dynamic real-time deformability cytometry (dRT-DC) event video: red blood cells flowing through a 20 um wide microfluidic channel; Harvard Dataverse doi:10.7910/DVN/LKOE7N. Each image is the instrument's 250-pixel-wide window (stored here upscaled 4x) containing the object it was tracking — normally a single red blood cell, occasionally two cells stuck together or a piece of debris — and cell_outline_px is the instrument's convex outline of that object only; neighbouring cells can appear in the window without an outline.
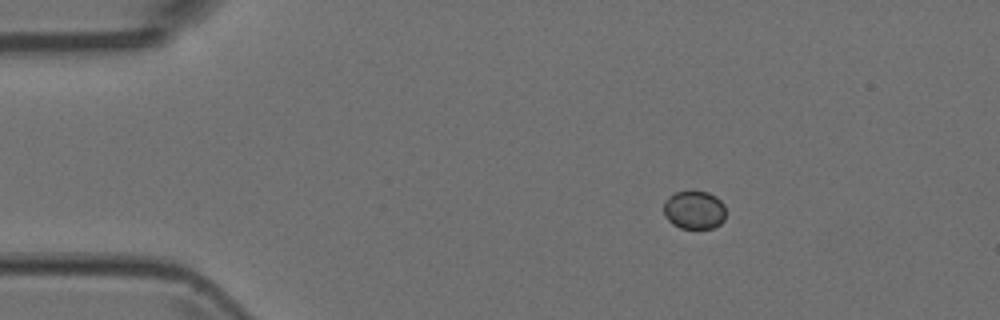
{"species": "Egyptian fruit bat (a non-hibernating species)", "species_latin": "Rousettus aegyptiacus", "temperature_condition": "room temperature", "stored_images_in_passage": 3, "camera_frame_rate_fps": 3000, "um_per_image_px": 0.085, "animal": {"sex": "female"}, "frame": {"image": 1, "passage_image": 1, "time_ms": 0.0, "image_size_px": [1000, 320], "cell_outline_px": [[724, 220], [720, 224], [712, 228], [680, 228], [672, 224], [664, 216], [664, 200], [672, 192], [708, 192], [716, 196], [724, 204]], "centroid_in_image_um": [58.98, 17.84], "position_along_channel_um": 26.0, "area_um2": 13.93}}
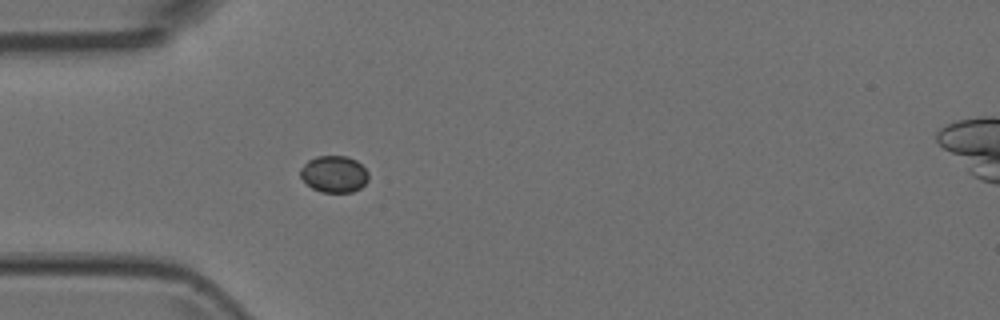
{"frame": {"image": 2, "passage_image": 3, "time_ms": 0.667, "image_size_px": [1000, 320], "cell_outline_px": [[368, 180], [360, 188], [352, 192], [320, 192], [312, 188], [300, 176], [300, 168], [308, 160], [316, 156], [348, 156], [356, 160], [368, 172]], "centroid_in_image_um": [28.39, 14.79], "position_along_channel_um": 56.6, "area_um2": 14.57}}